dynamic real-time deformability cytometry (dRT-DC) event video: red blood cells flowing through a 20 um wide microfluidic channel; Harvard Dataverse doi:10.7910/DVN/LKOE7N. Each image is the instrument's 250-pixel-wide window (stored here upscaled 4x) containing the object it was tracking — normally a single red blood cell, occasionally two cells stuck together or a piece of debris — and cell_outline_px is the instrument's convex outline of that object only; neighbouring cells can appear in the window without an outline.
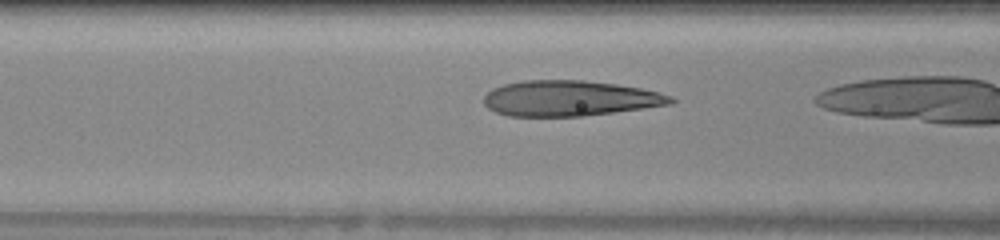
{"species": "human", "species_latin": "Homo sapiens", "temperature_condition": "warm", "stored_images_in_passage": 7, "camera_frame_rate_fps": 3000, "um_per_image_px": 0.085, "donor": {"sex": "female"}, "frame": {"image": 1, "passage_image": 3, "time_ms": 0.667, "image_size_px": [1000, 240], "cell_outline_px": [[676, 100], [672, 104], [644, 108], [584, 116], [508, 116], [496, 112], [488, 108], [484, 104], [484, 96], [492, 88], [504, 84], [524, 80], [584, 80], [616, 84], [640, 88], [672, 96]], "centroid_in_image_um": [48.41, 8.36], "position_along_channel_um": 118.2, "area_um2": 38.67}}